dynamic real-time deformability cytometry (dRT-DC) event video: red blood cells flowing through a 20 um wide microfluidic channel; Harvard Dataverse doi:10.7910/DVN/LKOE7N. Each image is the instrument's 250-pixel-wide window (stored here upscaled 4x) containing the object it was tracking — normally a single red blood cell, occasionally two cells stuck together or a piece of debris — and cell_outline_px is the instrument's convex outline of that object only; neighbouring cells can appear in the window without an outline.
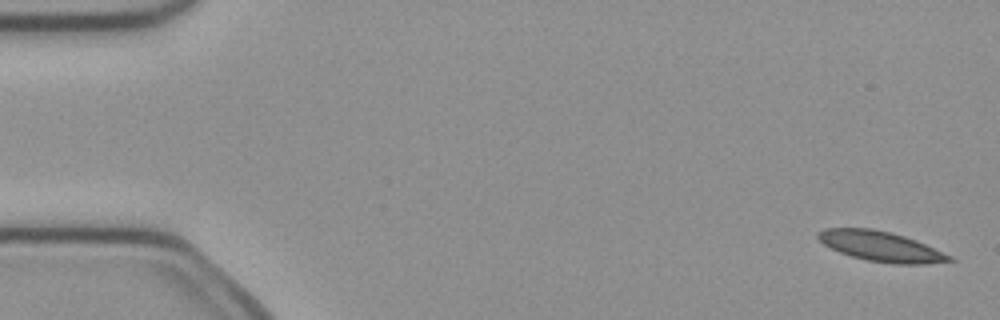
{"species": "common noctule bat (a hibernating species)", "species_latin": "Nyctalus noctula", "temperature_condition": "cold", "stored_images_in_passage": 6, "segment_of_instrument_passage": [1, 2], "camera_frame_rate_fps": 3000, "um_per_image_px": 0.085, "animal": {"sex": "female", "body_mass_g": 21.9}, "frame": {"image": 1, "passage_image": 1, "time_ms": 0.0, "image_size_px": [1000, 320], "cell_outline_px": [[956, 260], [924, 264], [892, 264], [868, 260], [852, 256], [840, 252], [824, 244], [816, 236], [816, 232], [824, 228], [872, 228], [892, 232], [916, 240], [952, 256]], "centroid_in_image_um": [74.87, 20.93], "position_along_channel_um": 10.1, "area_um2": 22.95}}
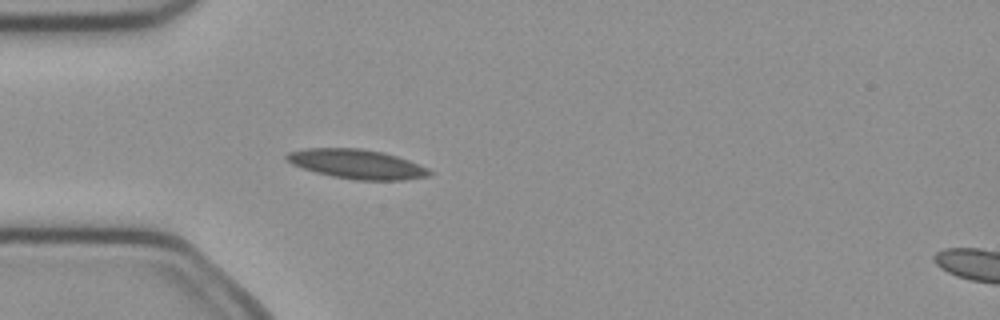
{"frame": {"image": 2, "passage_image": 5, "time_ms": 1.333, "image_size_px": [1000, 320], "cell_outline_px": [[432, 176], [404, 180], [356, 180], [332, 176], [300, 168], [284, 160], [284, 156], [288, 152], [304, 148], [360, 148], [384, 152], [408, 160], [428, 168], [432, 172]], "centroid_in_image_um": [30.31, 13.94], "position_along_channel_um": 54.7, "area_um2": 24.68}}